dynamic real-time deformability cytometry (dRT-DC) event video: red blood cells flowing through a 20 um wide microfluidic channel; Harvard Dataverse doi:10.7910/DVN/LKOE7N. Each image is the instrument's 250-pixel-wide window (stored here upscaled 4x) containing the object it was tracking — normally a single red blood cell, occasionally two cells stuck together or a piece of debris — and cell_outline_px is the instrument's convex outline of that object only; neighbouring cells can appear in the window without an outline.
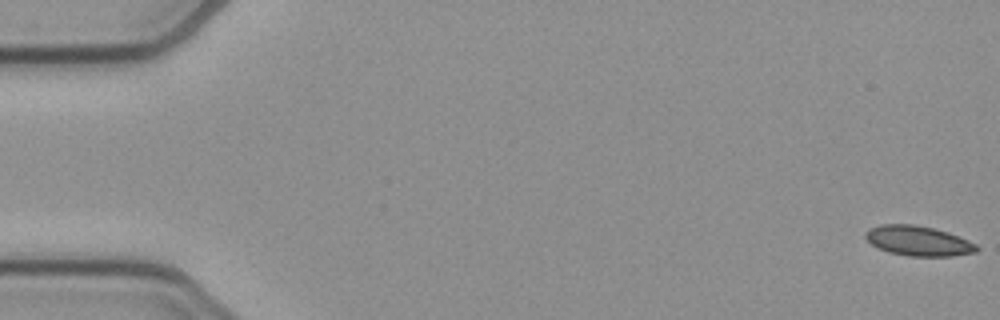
{"species": "common noctule bat (a hibernating species)", "species_latin": "Nyctalus noctula", "temperature_condition": "cold", "stored_images_in_passage": 53, "camera_frame_rate_fps": 3000, "um_per_image_px": 0.085, "animal": {"sex": "female", "body_mass_g": 21.9}, "frame": {"image": 1, "passage_image": 1, "time_ms": 0.0, "image_size_px": [1000, 320], "cell_outline_px": [[980, 248], [976, 252], [952, 256], [908, 256], [888, 252], [876, 248], [864, 236], [864, 232], [868, 228], [880, 224], [912, 224], [932, 228], [948, 232], [968, 240], [976, 244]], "centroid_in_image_um": [78.02, 20.47], "position_along_channel_um": 7.0, "area_um2": 19.54}}
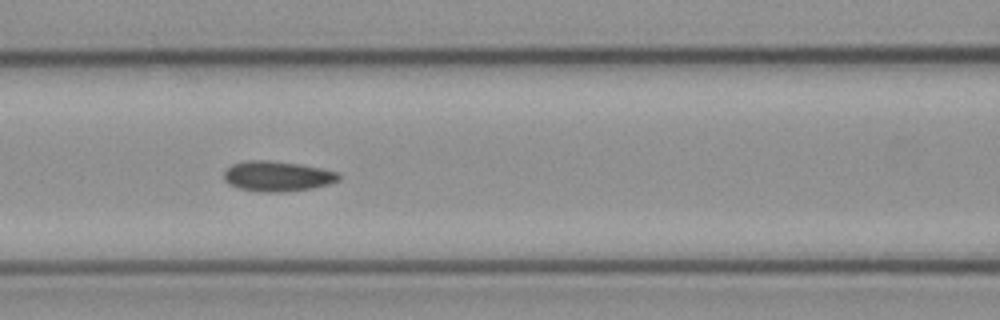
{"frame": {"image": 2, "passage_image": 23, "time_ms": 7.333, "image_size_px": [1000, 320], "cell_outline_px": [[340, 180], [328, 184], [312, 188], [284, 192], [260, 192], [240, 188], [228, 184], [224, 180], [224, 172], [232, 164], [248, 160], [268, 160], [300, 164], [340, 172]], "centroid_in_image_um": [23.58, 14.98], "position_along_channel_um": 143.0, "area_um2": 20.29}}
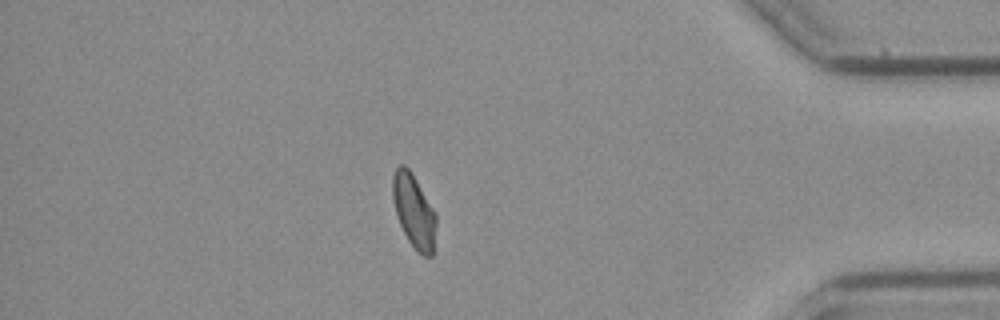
{"frame": {"image": 3, "passage_image": 46, "time_ms": 15.0, "image_size_px": [1000, 320], "cell_outline_px": [[436, 224], [432, 256], [424, 256], [416, 252], [408, 240], [396, 216], [392, 200], [392, 176], [396, 168], [400, 164], [404, 164], [412, 172], [436, 212]], "centroid_in_image_um": [35.17, 17.92], "position_along_channel_um": 400.0, "area_um2": 18.9}, "authors_computed_cell_mechanics": {"area_um2": 19.5942, "velocity_mm_per_s": 3.8751, "shape_relaxation_time_tau1_ms": null, "shape_relaxation_time_tau2_ms": 5.1818, "deformation_change_tau1": null, "deformation_change_tau2": 0.0793}}